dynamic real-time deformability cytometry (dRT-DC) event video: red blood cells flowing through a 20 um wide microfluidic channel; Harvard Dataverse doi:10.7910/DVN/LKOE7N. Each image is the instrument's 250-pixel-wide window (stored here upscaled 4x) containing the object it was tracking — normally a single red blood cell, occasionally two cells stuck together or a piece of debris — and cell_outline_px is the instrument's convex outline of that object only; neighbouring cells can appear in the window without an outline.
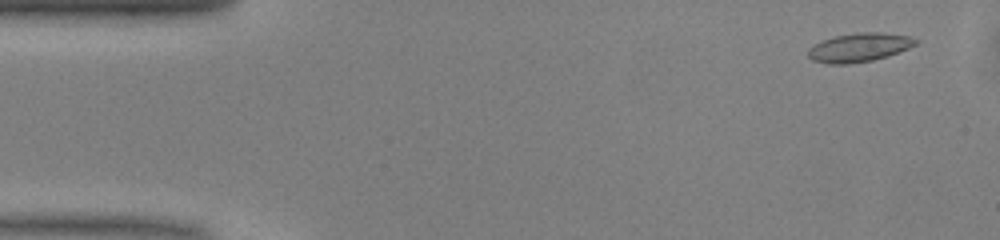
{"species": "common noctule bat (a hibernating species)", "species_latin": "Nyctalus noctula", "temperature_condition": "warm", "stored_images_in_passage": 41, "camera_frame_rate_fps": 3000, "um_per_image_px": 0.085, "animal": {"sex": "male", "body_mass_g": 13.0, "forearm_length_mm": 53.1}, "frame": {"image": 1, "passage_image": 3, "time_ms": 0.667, "image_size_px": [1000, 240], "cell_outline_px": [[920, 40], [916, 44], [908, 48], [888, 56], [872, 60], [848, 64], [828, 64], [812, 60], [808, 56], [808, 48], [824, 40], [836, 36], [856, 32], [880, 32], [908, 36]], "centroid_in_image_um": [73.04, 4.03], "position_along_channel_um": 12.0, "area_um2": 17.92}}
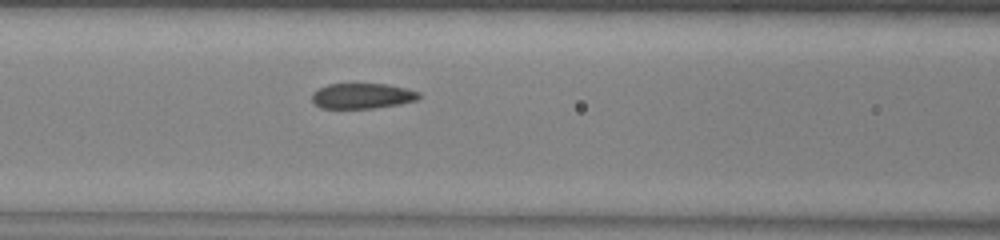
{"frame": {"image": 2, "passage_image": 20, "time_ms": 6.333, "image_size_px": [1000, 240], "cell_outline_px": [[420, 96], [416, 100], [400, 104], [372, 108], [320, 108], [312, 100], [312, 92], [328, 84], [388, 84], [408, 88], [420, 92]], "centroid_in_image_um": [30.81, 8.15], "position_along_channel_um": 135.8, "area_um2": 15.84}}
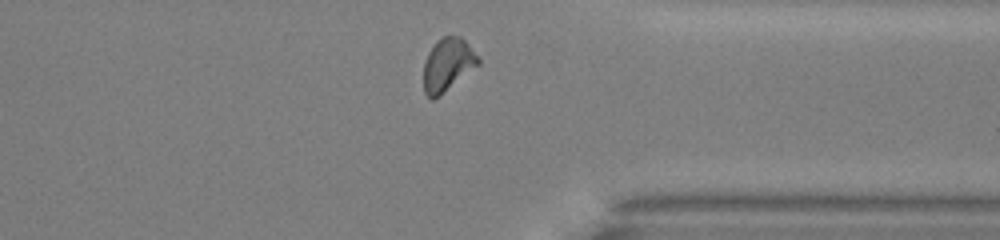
{"frame": {"image": 3, "passage_image": 38, "time_ms": 12.333, "image_size_px": [1000, 240], "cell_outline_px": [[480, 64], [440, 96], [432, 100], [424, 92], [424, 60], [428, 52], [436, 40], [444, 36], [460, 36], [468, 44], [480, 60]], "centroid_in_image_um": [38.04, 5.51], "position_along_channel_um": 373.4, "area_um2": 16.88}, "authors_computed_cell_mechanics": {"area_um2": 16.9354, "velocity_mm_per_s": 4.072, "shape_relaxation_time_tau1_ms": 3.7056, "shape_relaxation_time_tau2_ms": 1.2044, "deformation_change_tau1": 0.1165, "deformation_change_tau2": 0.0529}}